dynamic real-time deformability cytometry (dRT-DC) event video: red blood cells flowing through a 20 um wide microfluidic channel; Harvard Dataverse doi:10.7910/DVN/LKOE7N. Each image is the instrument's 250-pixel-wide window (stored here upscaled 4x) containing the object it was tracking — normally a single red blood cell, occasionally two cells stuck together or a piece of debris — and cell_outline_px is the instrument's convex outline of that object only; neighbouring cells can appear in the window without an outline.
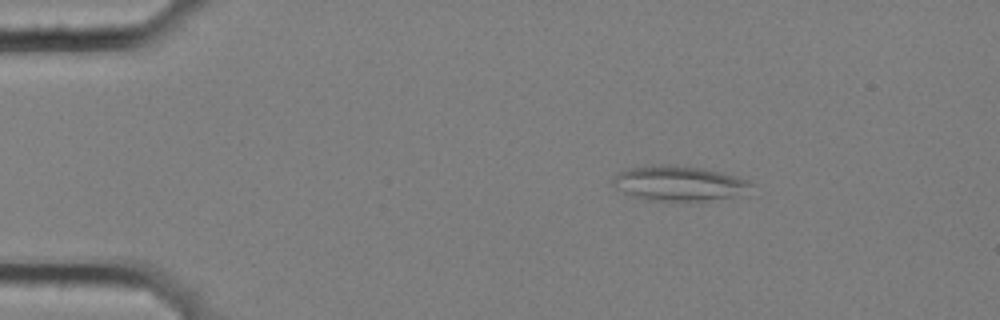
{"species": "common noctule bat (a hibernating species)", "species_latin": "Nyctalus noctula", "temperature_condition": "cold", "stored_images_in_passage": 4, "camera_frame_rate_fps": 3000, "um_per_image_px": 0.085, "animal": {"sex": "female", "body_mass_g": 25.1}, "frame": {"image": 1, "passage_image": 1, "time_ms": 0.0, "image_size_px": [1000, 320], "cell_outline_px": [[752, 184], [736, 196], [704, 200], [644, 200], [632, 196], [616, 188], [612, 184], [612, 176], [628, 168], [660, 164], [704, 168], [720, 172], [748, 180]], "centroid_in_image_um": [57.61, 15.57], "position_along_channel_um": 27.4, "area_um2": 27.63}}